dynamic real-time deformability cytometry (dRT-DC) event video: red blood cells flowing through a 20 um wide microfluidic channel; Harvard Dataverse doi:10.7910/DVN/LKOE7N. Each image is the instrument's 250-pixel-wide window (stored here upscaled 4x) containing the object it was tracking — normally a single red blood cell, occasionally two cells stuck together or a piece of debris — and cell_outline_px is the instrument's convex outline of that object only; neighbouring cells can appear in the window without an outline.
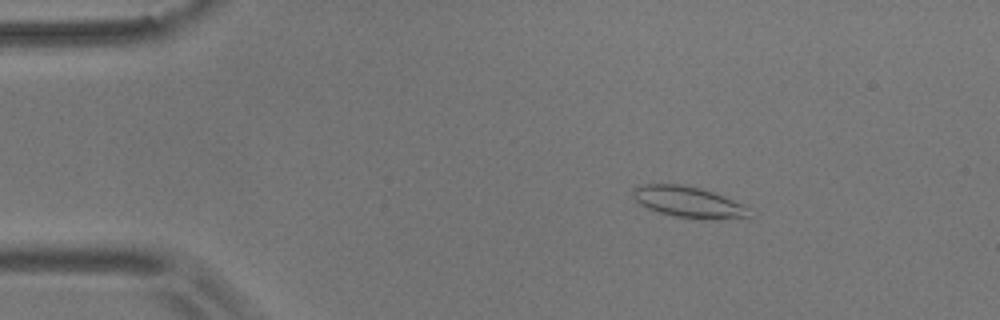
{"species": "common noctule bat (a hibernating species)", "species_latin": "Nyctalus noctula", "temperature_condition": "room temperature", "stored_images_in_passage": 51, "camera_frame_rate_fps": 3000, "um_per_image_px": 0.085, "animal": {"sex": "male", "body_mass_g": 17.9}, "frame": {"image": 1, "passage_image": 5, "time_ms": 1.333, "image_size_px": [1000, 320], "cell_outline_px": [[752, 216], [704, 220], [700, 220], [672, 216], [648, 208], [640, 204], [632, 196], [632, 188], [644, 184], [680, 184], [700, 188], [724, 196], [744, 204], [748, 208]], "centroid_in_image_um": [58.51, 17.18], "position_along_channel_um": 26.5, "area_um2": 21.15}}
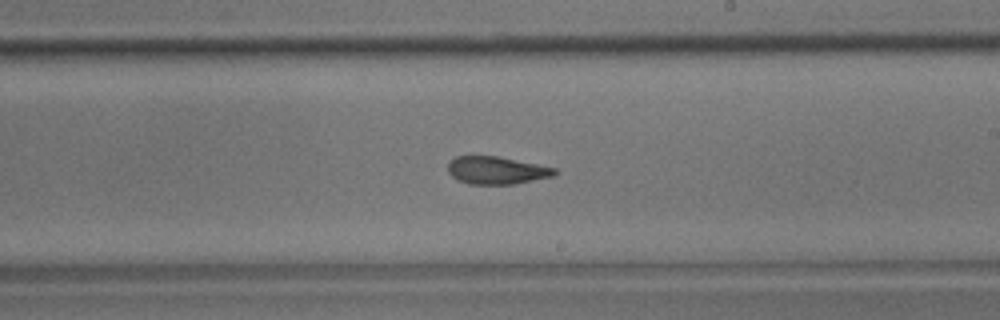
{"frame": {"image": 2, "passage_image": 28, "time_ms": 9.0, "image_size_px": [1000, 320], "cell_outline_px": [[560, 172], [552, 176], [512, 184], [468, 184], [452, 176], [448, 172], [448, 160], [456, 156], [500, 156], [556, 168]], "centroid_in_image_um": [42.2, 14.46], "position_along_channel_um": 246.8, "area_um2": 17.22}}
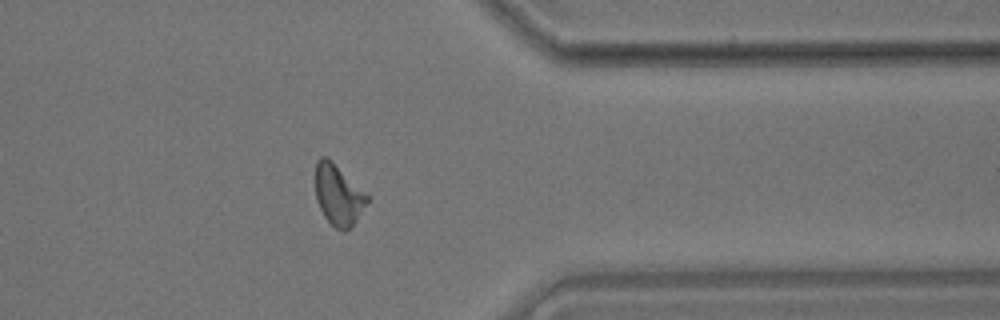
{"frame": {"image": 3, "passage_image": 40, "time_ms": 13.0, "image_size_px": [1000, 320], "cell_outline_px": [[368, 200], [356, 220], [344, 232], [336, 228], [324, 216], [316, 200], [316, 160], [320, 156], [328, 156], [368, 196]], "centroid_in_image_um": [28.72, 16.53], "position_along_channel_um": 382.7, "area_um2": 17.92}, "authors_computed_cell_mechanics": {"area_um2": 18.0914, "velocity_mm_per_s": 3.6684, "shape_relaxation_time_tau1_ms": null, "shape_relaxation_time_tau2_ms": 2.3123, "deformation_change_tau1": null, "deformation_change_tau2": 0.0983}}